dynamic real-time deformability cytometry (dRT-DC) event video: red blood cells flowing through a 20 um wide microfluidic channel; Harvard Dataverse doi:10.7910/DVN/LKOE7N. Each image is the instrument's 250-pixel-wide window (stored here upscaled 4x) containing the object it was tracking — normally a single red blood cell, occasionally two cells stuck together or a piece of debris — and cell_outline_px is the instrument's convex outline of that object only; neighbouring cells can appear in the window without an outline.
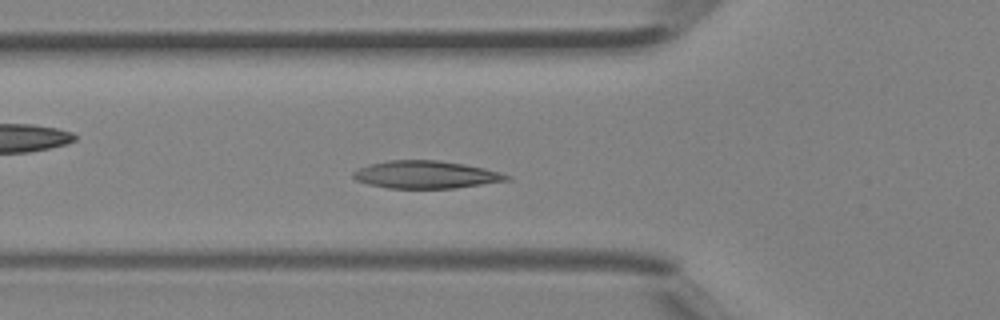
{"species": "Egyptian fruit bat (a non-hibernating species)", "species_latin": "Rousettus aegyptiacus", "temperature_condition": "room temperature", "stored_images_in_passage": 38, "camera_frame_rate_fps": 3000, "um_per_image_px": 0.085, "animal": {"sex": "female"}, "frame": {"image": 1, "passage_image": 11, "time_ms": 3.333, "image_size_px": [1000, 320], "cell_outline_px": [[512, 180], [456, 188], [388, 188], [368, 184], [356, 180], [352, 176], [352, 172], [368, 164], [388, 160], [436, 160], [464, 164], [484, 168], [500, 172], [512, 176]], "centroid_in_image_um": [36.22, 14.84], "position_along_channel_um": 89.6, "area_um2": 24.8}}
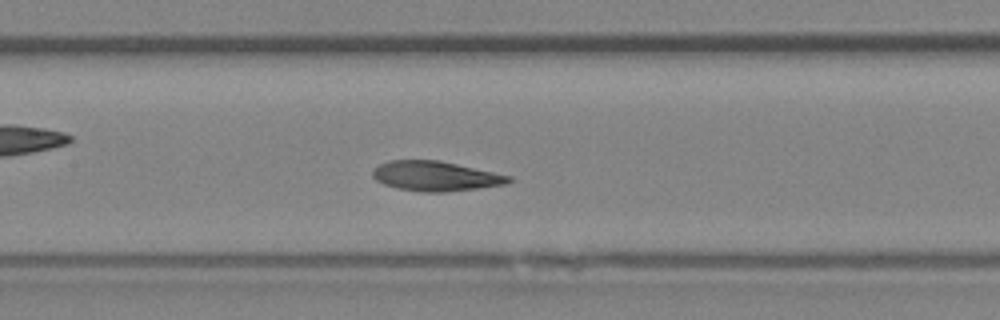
{"frame": {"image": 2, "passage_image": 16, "time_ms": 5.0, "image_size_px": [1000, 320], "cell_outline_px": [[512, 180], [508, 184], [444, 192], [420, 192], [396, 188], [384, 184], [376, 180], [372, 176], [372, 172], [380, 164], [388, 160], [440, 160], [512, 176]], "centroid_in_image_um": [37.02, 14.97], "position_along_channel_um": 170.4, "area_um2": 23.64}}
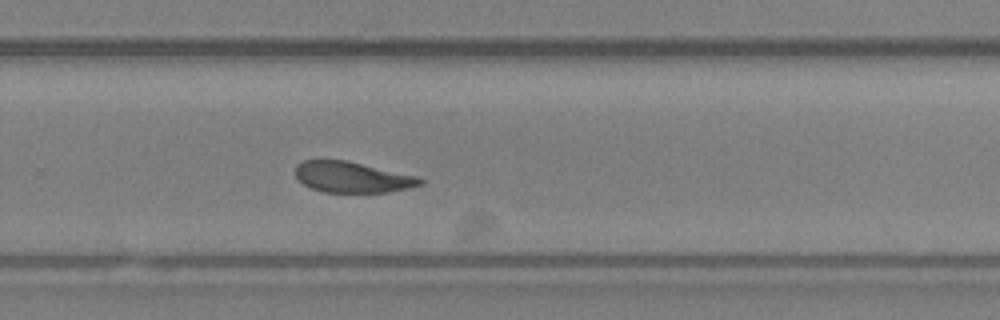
{"frame": {"image": 3, "passage_image": 24, "time_ms": 7.667, "image_size_px": [1000, 320], "cell_outline_px": [[424, 184], [408, 188], [388, 192], [324, 192], [312, 188], [304, 184], [296, 176], [296, 164], [304, 160], [348, 160], [416, 176], [424, 180]], "centroid_in_image_um": [29.95, 15.05], "position_along_channel_um": 299.8, "area_um2": 22.31}}